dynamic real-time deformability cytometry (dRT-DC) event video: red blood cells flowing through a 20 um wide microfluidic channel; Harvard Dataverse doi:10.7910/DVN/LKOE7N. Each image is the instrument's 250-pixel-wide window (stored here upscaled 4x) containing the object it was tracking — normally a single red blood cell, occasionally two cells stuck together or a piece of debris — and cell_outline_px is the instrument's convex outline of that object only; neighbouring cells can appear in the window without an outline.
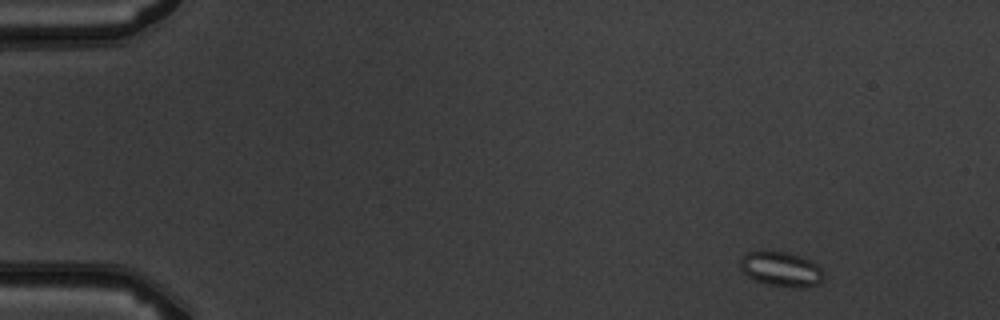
{"species": "common noctule bat (a hibernating species)", "species_latin": "Nyctalus noctula", "temperature_condition": "warm", "stored_images_in_passage": 5, "camera_frame_rate_fps": 3000, "um_per_image_px": 0.085, "animal": {"sex": "male", "body_mass_g": 19.5, "forearm_length_mm": 54.6}, "frame": {"image": 1, "passage_image": 1, "time_ms": 0.0, "image_size_px": [1000, 320], "cell_outline_px": [[824, 276], [816, 284], [800, 288], [764, 284], [752, 280], [740, 268], [740, 260], [748, 252], [768, 248], [788, 252], [800, 256], [816, 264], [820, 268]], "centroid_in_image_um": [66.33, 22.84], "position_along_channel_um": 18.7, "area_um2": 17.17}}